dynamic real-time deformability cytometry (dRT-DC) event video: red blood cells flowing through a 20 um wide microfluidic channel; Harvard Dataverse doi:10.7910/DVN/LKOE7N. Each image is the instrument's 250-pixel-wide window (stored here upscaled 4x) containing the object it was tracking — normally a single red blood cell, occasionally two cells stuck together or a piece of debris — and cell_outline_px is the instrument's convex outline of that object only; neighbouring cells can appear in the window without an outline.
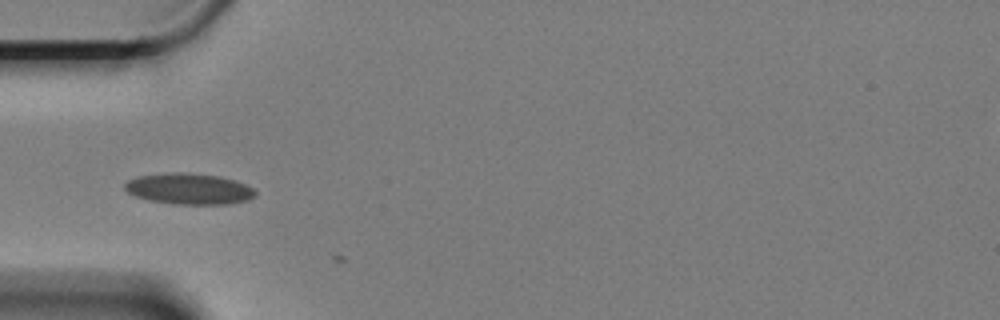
{"species": "Egyptian fruit bat (a non-hibernating species)", "species_latin": "Rousettus aegyptiacus", "temperature_condition": "cold", "stored_images_in_passage": 3, "camera_frame_rate_fps": 3000, "um_per_image_px": 0.085, "animal": {"sex": "female"}, "frame": {"image": 1, "passage_image": 2, "time_ms": 0.333, "image_size_px": [1000, 320], "cell_outline_px": [[256, 196], [248, 200], [232, 204], [172, 204], [148, 200], [136, 196], [128, 192], [124, 188], [124, 184], [128, 180], [136, 176], [164, 172], [180, 172], [220, 176], [236, 180], [252, 188], [256, 192]], "centroid_in_image_um": [16.06, 16.05], "position_along_channel_um": 68.9, "area_um2": 23.87}}